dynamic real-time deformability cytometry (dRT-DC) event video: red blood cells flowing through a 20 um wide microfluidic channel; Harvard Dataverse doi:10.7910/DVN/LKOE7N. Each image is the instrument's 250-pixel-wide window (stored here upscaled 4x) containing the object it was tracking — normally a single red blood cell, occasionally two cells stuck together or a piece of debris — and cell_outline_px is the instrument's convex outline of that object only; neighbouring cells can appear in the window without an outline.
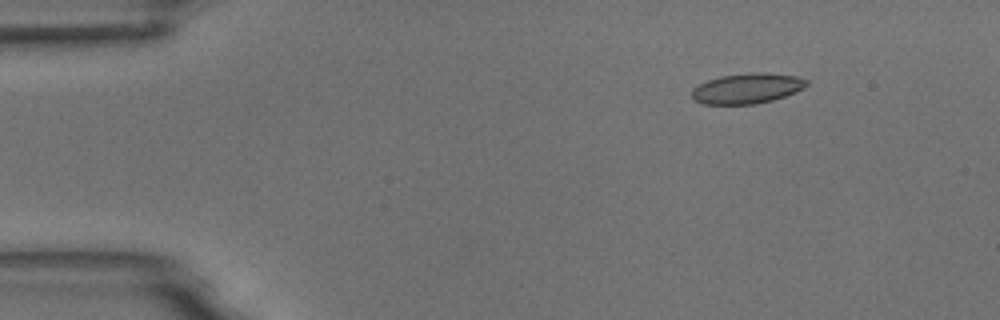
{"species": "common noctule bat (a hibernating species)", "species_latin": "Nyctalus noctula", "temperature_condition": "room temperature", "stored_images_in_passage": 9, "camera_frame_rate_fps": 3000, "um_per_image_px": 0.085, "animal": {"sex": "male", "body_mass_g": 18.8}, "frame": {"image": 1, "passage_image": 2, "time_ms": 1.333, "image_size_px": [1000, 320], "cell_outline_px": [[808, 84], [804, 88], [796, 92], [772, 100], [756, 104], [704, 104], [692, 100], [692, 88], [708, 80], [720, 76], [748, 72], [768, 72], [796, 76], [808, 80]], "centroid_in_image_um": [63.51, 7.5], "position_along_channel_um": 21.5, "area_um2": 20.46}}
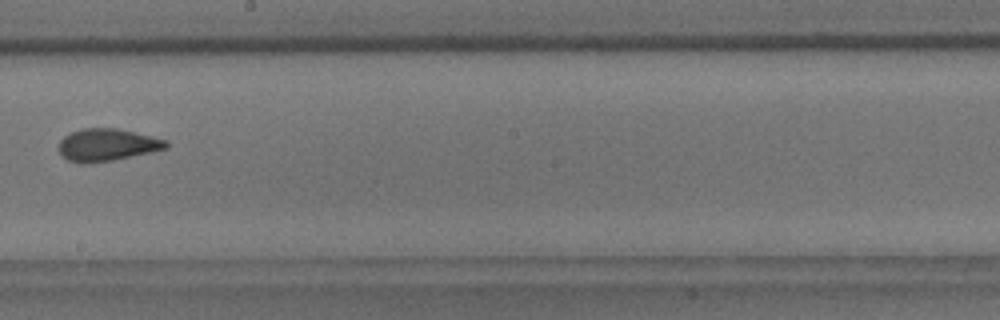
{"frame": {"image": 2, "passage_image": 9, "time_ms": 9.333, "image_size_px": [1000, 320], "cell_outline_px": [[168, 148], [152, 152], [112, 160], [84, 164], [80, 164], [68, 160], [60, 156], [60, 140], [64, 136], [72, 132], [84, 128], [116, 128], [152, 136], [168, 140]], "centroid_in_image_um": [9.11, 12.32], "position_along_channel_um": 239.1, "area_um2": 20.23}}